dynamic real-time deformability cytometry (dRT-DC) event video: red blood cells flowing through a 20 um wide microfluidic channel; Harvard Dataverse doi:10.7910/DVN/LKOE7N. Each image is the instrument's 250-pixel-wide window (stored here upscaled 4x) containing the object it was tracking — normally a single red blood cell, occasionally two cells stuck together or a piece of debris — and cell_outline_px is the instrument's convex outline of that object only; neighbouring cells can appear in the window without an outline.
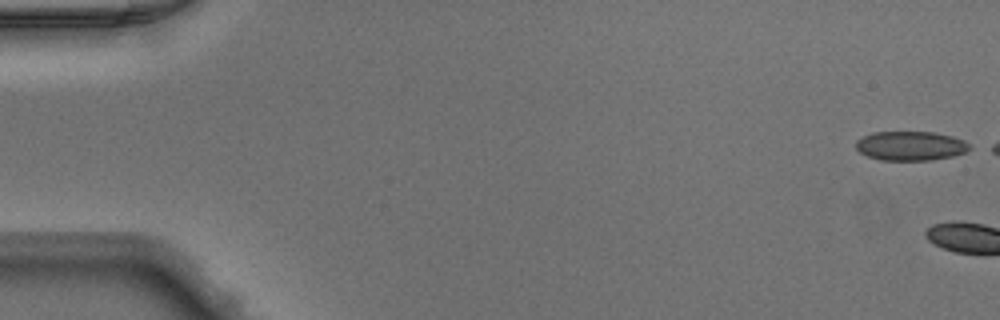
{"species": "Egyptian fruit bat (a non-hibernating species)", "species_latin": "Rousettus aegyptiacus", "temperature_condition": "warm", "stored_images_in_passage": 4, "camera_frame_rate_fps": 3000, "um_per_image_px": 0.085, "animal": {"sex": "male"}, "frame": {"image": 1, "passage_image": 1, "time_ms": 0.0, "image_size_px": [1000, 320], "cell_outline_px": [[972, 148], [964, 152], [952, 156], [932, 160], [880, 160], [868, 156], [860, 152], [856, 148], [856, 140], [872, 132], [932, 132], [952, 136], [964, 140]], "centroid_in_image_um": [77.39, 12.4], "position_along_channel_um": 7.6, "area_um2": 19.31}}